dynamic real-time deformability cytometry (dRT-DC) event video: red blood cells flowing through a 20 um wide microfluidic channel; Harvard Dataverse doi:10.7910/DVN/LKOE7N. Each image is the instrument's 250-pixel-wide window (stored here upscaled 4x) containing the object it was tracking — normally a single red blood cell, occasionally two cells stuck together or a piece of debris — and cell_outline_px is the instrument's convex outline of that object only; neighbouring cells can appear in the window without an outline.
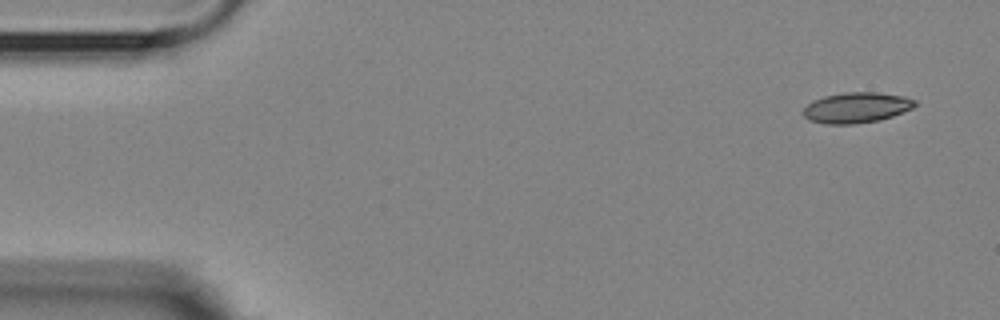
{"species": "Egyptian fruit bat (a non-hibernating species)", "species_latin": "Rousettus aegyptiacus", "temperature_condition": "room temperature", "stored_images_in_passage": 6, "camera_frame_rate_fps": 3000, "um_per_image_px": 0.085, "animal": {"sex": "female"}, "frame": {"image": 1, "passage_image": 1, "time_ms": 0.0, "image_size_px": [1000, 320], "cell_outline_px": [[916, 104], [912, 108], [892, 116], [880, 120], [852, 124], [824, 124], [808, 120], [804, 116], [804, 108], [812, 100], [824, 96], [844, 92], [876, 92], [904, 96], [916, 100]], "centroid_in_image_um": [72.78, 9.14], "position_along_channel_um": 12.2, "area_um2": 19.88}}
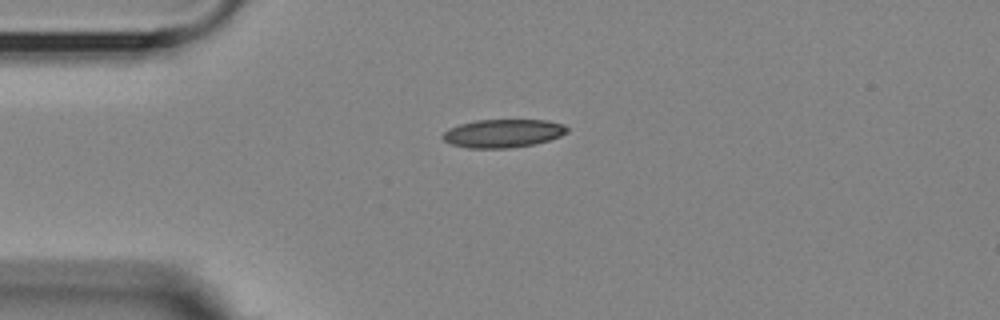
{"frame": {"image": 2, "passage_image": 4, "time_ms": 3.333, "image_size_px": [1000, 320], "cell_outline_px": [[568, 132], [560, 136], [548, 140], [532, 144], [508, 148], [468, 148], [452, 144], [444, 140], [440, 136], [448, 128], [460, 124], [476, 120], [548, 120], [564, 124], [568, 128]], "centroid_in_image_um": [42.75, 11.32], "position_along_channel_um": 42.3, "area_um2": 20.46}}
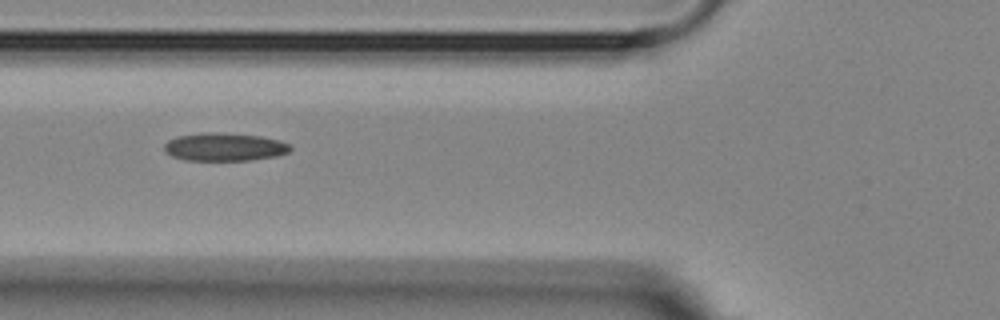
{"frame": {"image": 3, "passage_image": 6, "time_ms": 5.667, "image_size_px": [1000, 320], "cell_outline_px": [[292, 148], [288, 152], [276, 156], [252, 160], [184, 160], [172, 156], [164, 152], [164, 144], [168, 140], [176, 136], [200, 132], [216, 132], [260, 136], [280, 140], [292, 144]], "centroid_in_image_um": [19.07, 12.48], "position_along_channel_um": 106.7, "area_um2": 20.87}}